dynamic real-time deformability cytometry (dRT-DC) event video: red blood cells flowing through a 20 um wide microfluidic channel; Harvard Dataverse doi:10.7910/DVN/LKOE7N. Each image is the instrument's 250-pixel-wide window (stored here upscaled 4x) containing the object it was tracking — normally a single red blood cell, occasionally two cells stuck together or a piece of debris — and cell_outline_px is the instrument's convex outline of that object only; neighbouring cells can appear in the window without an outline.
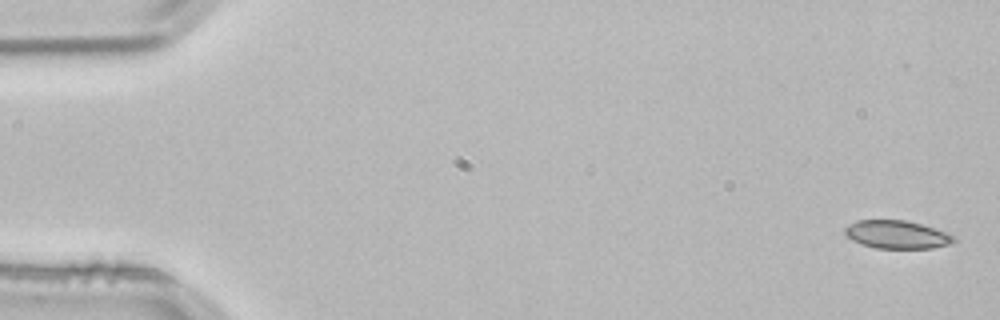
{"species": "common noctule bat (a hibernating species)", "species_latin": "Nyctalus noctula", "temperature_condition": "room temperature", "stored_images_in_passage": 4, "camera_frame_rate_fps": 3000, "um_per_image_px": 0.085, "animal": {"sex": "male", "body_mass_g": 21.5, "forearm_length_mm": 52.0}, "frame": {"image": 1, "passage_image": 1, "time_ms": 0.0, "image_size_px": [1000, 320], "cell_outline_px": [[956, 240], [952, 244], [932, 248], [876, 248], [860, 244], [852, 240], [844, 232], [844, 228], [848, 224], [856, 220], [904, 220], [920, 224], [944, 232], [952, 236]], "centroid_in_image_um": [76.19, 19.94], "position_along_channel_um": 8.8, "area_um2": 17.69}}
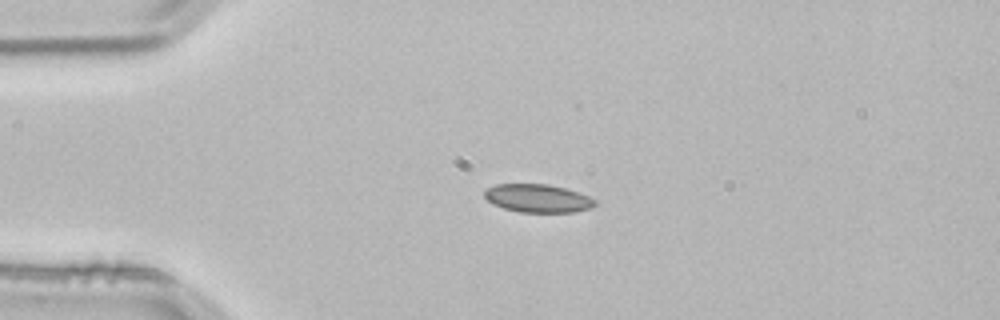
{"frame": {"image": 2, "passage_image": 3, "time_ms": 0.667, "image_size_px": [1000, 320], "cell_outline_px": [[596, 204], [588, 208], [572, 212], [520, 212], [504, 208], [492, 204], [484, 196], [484, 188], [496, 184], [548, 184], [564, 188], [588, 196], [596, 200]], "centroid_in_image_um": [45.65, 16.85], "position_along_channel_um": 39.3, "area_um2": 18.03}}